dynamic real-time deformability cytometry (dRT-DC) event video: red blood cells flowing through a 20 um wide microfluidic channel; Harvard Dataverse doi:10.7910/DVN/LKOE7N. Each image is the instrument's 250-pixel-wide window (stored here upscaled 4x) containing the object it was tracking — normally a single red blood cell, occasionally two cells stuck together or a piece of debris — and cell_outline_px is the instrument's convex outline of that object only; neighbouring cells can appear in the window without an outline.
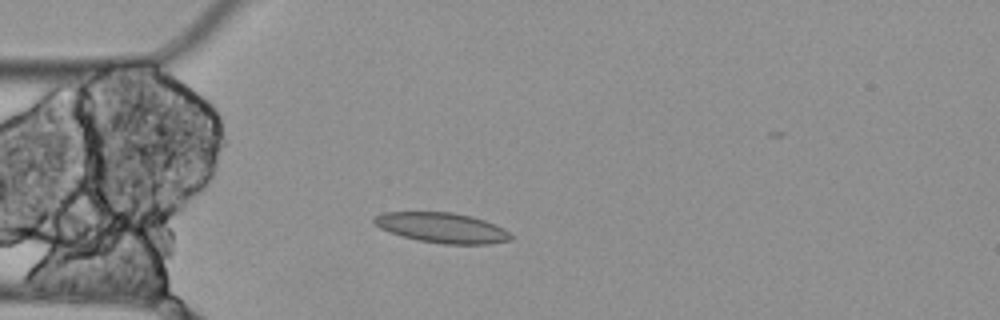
{"species": "Egyptian fruit bat (a non-hibernating species)", "species_latin": "Rousettus aegyptiacus", "temperature_condition": "cold", "stored_images_in_passage": 3, "camera_frame_rate_fps": 3000, "um_per_image_px": 0.085, "animal": {"sex": "female"}, "frame": {"image": 1, "passage_image": 3, "time_ms": 0.667, "image_size_px": [1000, 320], "cell_outline_px": [[512, 240], [488, 244], [444, 244], [420, 240], [400, 236], [388, 232], [372, 224], [372, 220], [376, 216], [384, 212], [452, 212], [472, 216], [484, 220], [504, 228], [512, 236]], "centroid_in_image_um": [37.55, 19.36], "position_along_channel_um": 47.4, "area_um2": 24.1}}